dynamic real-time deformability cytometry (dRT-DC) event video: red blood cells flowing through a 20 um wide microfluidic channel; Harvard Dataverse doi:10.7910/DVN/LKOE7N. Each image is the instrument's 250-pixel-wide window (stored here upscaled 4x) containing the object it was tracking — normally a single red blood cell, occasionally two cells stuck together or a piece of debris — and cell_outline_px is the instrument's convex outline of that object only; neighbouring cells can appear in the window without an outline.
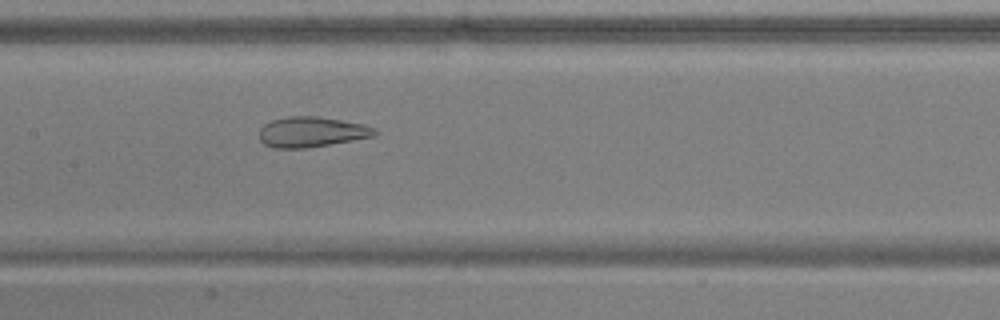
{"species": "common noctule bat (a hibernating species)", "species_latin": "Nyctalus noctula", "temperature_condition": "warm", "stored_images_in_passage": 52, "camera_frame_rate_fps": 3000, "um_per_image_px": 0.085, "animal": {"sex": "male", "body_mass_g": 17.9, "forearm_length_mm": 54.2}, "frame": {"image": 1, "passage_image": 26, "time_ms": 8.333, "image_size_px": [1000, 320], "cell_outline_px": [[380, 132], [376, 136], [304, 148], [272, 148], [264, 144], [260, 140], [260, 128], [264, 124], [272, 120], [288, 116], [316, 116], [364, 124], [376, 128]], "centroid_in_image_um": [26.5, 11.21], "position_along_channel_um": 180.9, "area_um2": 20.4}}
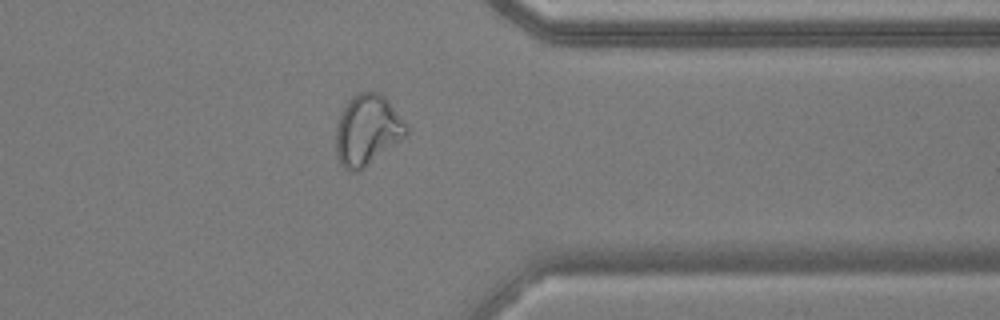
{"frame": {"image": 2, "passage_image": 42, "time_ms": 13.667, "image_size_px": [1000, 320], "cell_outline_px": [[408, 132], [400, 140], [356, 172], [352, 172], [344, 168], [340, 164], [336, 156], [336, 124], [340, 112], [348, 100], [356, 92], [380, 92], [388, 100], [408, 124]], "centroid_in_image_um": [31.19, 11.01], "position_along_channel_um": 380.2, "area_um2": 28.9}}
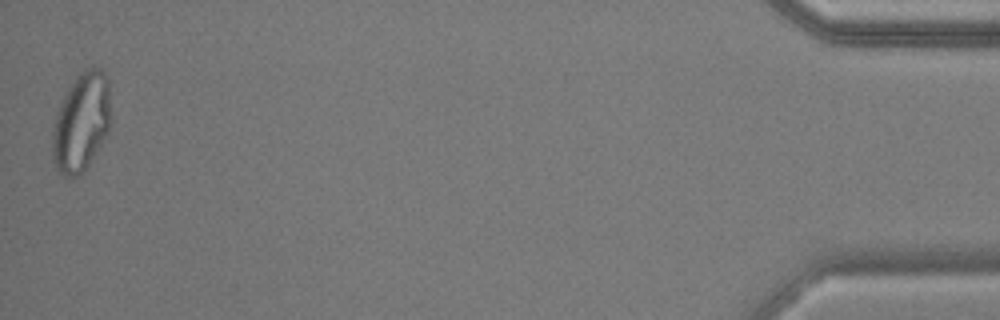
{"frame": {"image": 3, "passage_image": 52, "time_ms": 17.0, "image_size_px": [1000, 320], "cell_outline_px": [[112, 116], [108, 132], [88, 164], [76, 176], [60, 176], [52, 160], [52, 132], [56, 112], [68, 88], [76, 76], [84, 68], [100, 68], [108, 76]], "centroid_in_image_um": [6.92, 10.35], "position_along_channel_um": 428.3, "area_um2": 33.87}, "authors_computed_cell_mechanics": {"area_um2": 28.9867, "velocity_mm_per_s": 3.8635, "shape_relaxation_time_tau1_ms": null, "shape_relaxation_time_tau2_ms": 1.2083, "deformation_change_tau1": null, "deformation_change_tau2": 0.0946}}